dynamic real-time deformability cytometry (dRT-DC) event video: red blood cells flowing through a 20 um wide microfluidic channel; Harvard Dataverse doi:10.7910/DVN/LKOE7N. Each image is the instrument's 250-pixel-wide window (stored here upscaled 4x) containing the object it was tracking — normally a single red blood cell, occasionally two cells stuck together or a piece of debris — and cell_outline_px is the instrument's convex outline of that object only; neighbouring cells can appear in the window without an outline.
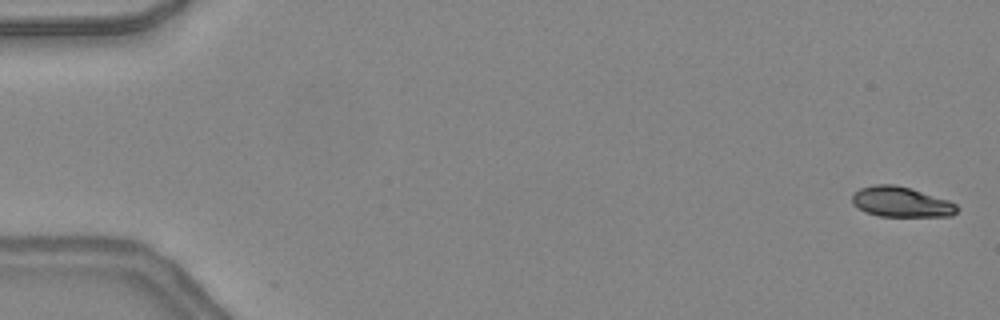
{"species": "common noctule bat (a hibernating species)", "species_latin": "Nyctalus noctula", "temperature_condition": "warm", "stored_images_in_passage": 49, "camera_frame_rate_fps": 3000, "um_per_image_px": 0.085, "animal": {"sex": "female", "body_mass_g": 24.6, "forearm_length_mm": 56.2}, "frame": {"image": 1, "passage_image": 2, "time_ms": 0.333, "image_size_px": [1000, 320], "cell_outline_px": [[960, 208], [952, 216], [880, 216], [864, 212], [852, 204], [852, 192], [860, 188], [876, 184], [896, 184], [912, 188], [948, 200], [956, 204]], "centroid_in_image_um": [76.58, 17.15], "position_along_channel_um": 8.4, "area_um2": 18.73}}
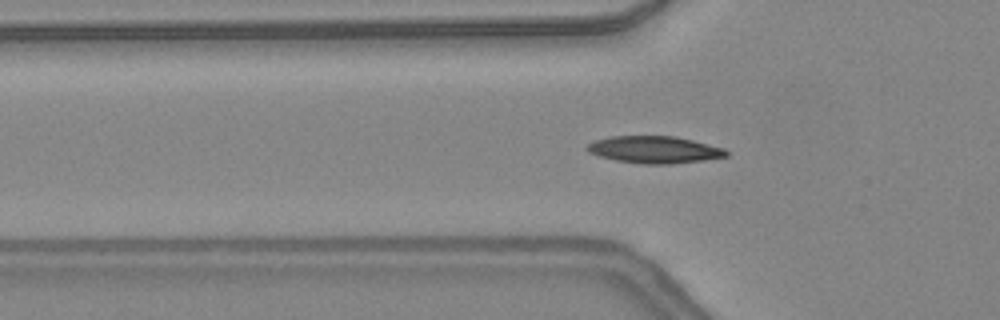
{"frame": {"image": 2, "passage_image": 17, "time_ms": 5.333, "image_size_px": [1000, 320], "cell_outline_px": [[728, 156], [704, 160], [672, 164], [640, 164], [616, 160], [600, 156], [588, 152], [584, 148], [588, 144], [596, 140], [612, 136], [676, 136], [724, 148], [728, 152]], "centroid_in_image_um": [55.62, 12.72], "position_along_channel_um": 70.2, "area_um2": 21.96}}
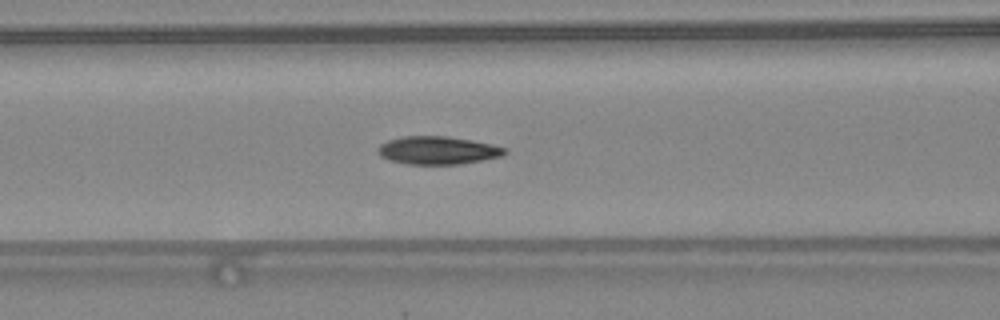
{"frame": {"image": 3, "passage_image": 21, "time_ms": 6.667, "image_size_px": [1000, 320], "cell_outline_px": [[508, 152], [504, 156], [484, 160], [460, 164], [408, 164], [388, 160], [380, 156], [376, 152], [376, 148], [380, 144], [388, 140], [404, 136], [448, 136], [472, 140], [492, 144], [508, 148]], "centroid_in_image_um": [37.23, 12.78], "position_along_channel_um": 129.4, "area_um2": 21.04}, "authors_computed_cell_mechanics": {"area_um2": 19.9988, "velocity_mm_per_s": 4.3827, "shape_relaxation_time_tau1_ms": null, "shape_relaxation_time_tau2_ms": 3.5995, "deformation_change_tau1": null, "deformation_change_tau2": 0.0826}}